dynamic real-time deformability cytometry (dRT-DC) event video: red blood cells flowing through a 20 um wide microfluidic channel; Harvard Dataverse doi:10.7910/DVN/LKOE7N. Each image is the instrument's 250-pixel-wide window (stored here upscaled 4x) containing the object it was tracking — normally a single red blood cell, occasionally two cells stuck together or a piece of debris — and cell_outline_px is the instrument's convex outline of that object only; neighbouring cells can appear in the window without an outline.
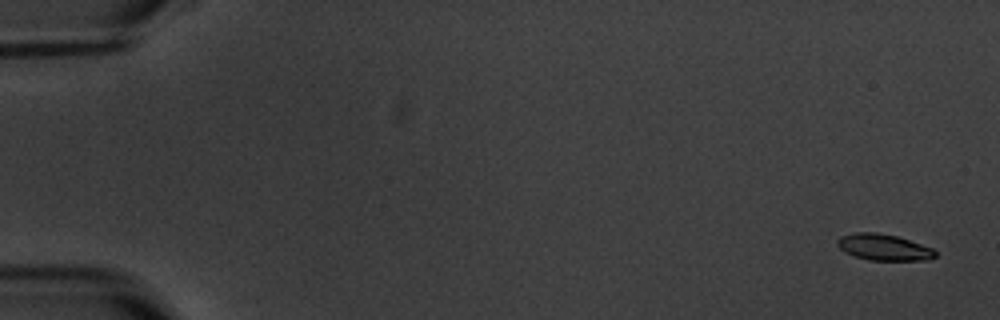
{"species": "common noctule bat (a hibernating species)", "species_latin": "Nyctalus noctula", "temperature_condition": "warm", "stored_images_in_passage": 10, "camera_frame_rate_fps": 3000, "um_per_image_px": 0.085, "animal": {"sex": "male", "body_mass_g": 20.1, "forearm_length_mm": 53.5}, "frame": {"image": 1, "passage_image": 1, "time_ms": 0.0, "image_size_px": [1000, 320], "cell_outline_px": [[936, 256], [924, 260], [868, 260], [844, 252], [836, 244], [836, 240], [840, 236], [856, 232], [876, 232], [896, 236], [932, 248], [936, 252]], "centroid_in_image_um": [75.07, 21.01], "position_along_channel_um": 9.9, "area_um2": 14.85}}
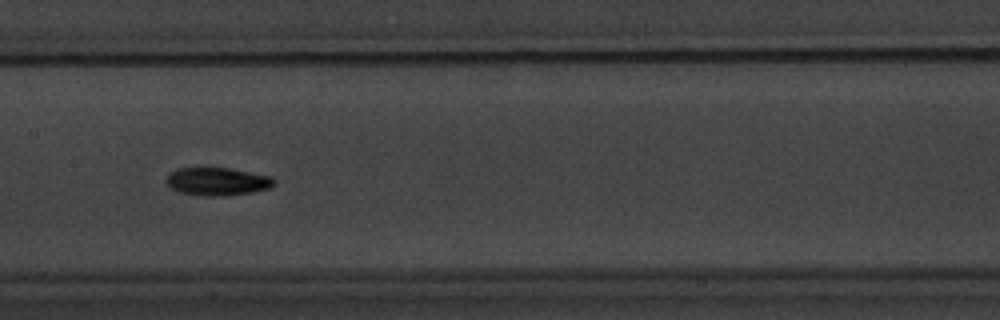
{"frame": {"image": 2, "passage_image": 8, "time_ms": 9.333, "image_size_px": [1000, 320], "cell_outline_px": [[276, 184], [268, 188], [252, 192], [224, 196], [196, 196], [180, 192], [172, 188], [164, 180], [176, 168], [232, 168], [272, 176], [276, 180]], "centroid_in_image_um": [18.5, 15.43], "position_along_channel_um": 188.9, "area_um2": 17.74}}
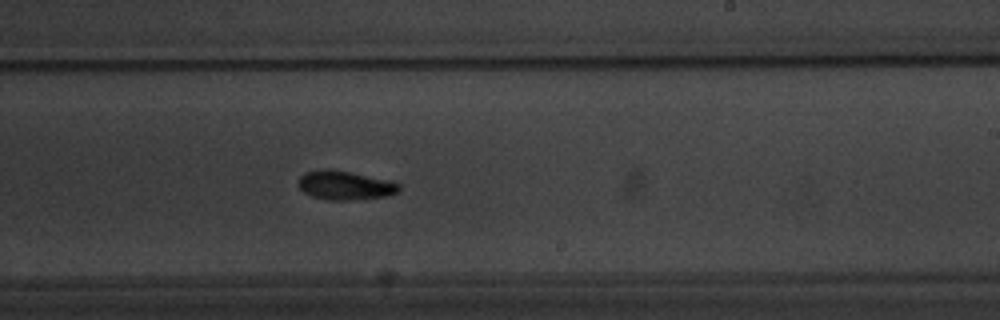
{"frame": {"image": 3, "passage_image": 10, "time_ms": 11.333, "image_size_px": [1000, 320], "cell_outline_px": [[400, 188], [396, 192], [384, 196], [348, 200], [328, 200], [312, 196], [304, 192], [300, 188], [300, 176], [304, 172], [320, 168], [332, 168], [352, 172], [388, 180], [400, 184]], "centroid_in_image_um": [29.28, 15.72], "position_along_channel_um": 259.7, "area_um2": 16.94}}